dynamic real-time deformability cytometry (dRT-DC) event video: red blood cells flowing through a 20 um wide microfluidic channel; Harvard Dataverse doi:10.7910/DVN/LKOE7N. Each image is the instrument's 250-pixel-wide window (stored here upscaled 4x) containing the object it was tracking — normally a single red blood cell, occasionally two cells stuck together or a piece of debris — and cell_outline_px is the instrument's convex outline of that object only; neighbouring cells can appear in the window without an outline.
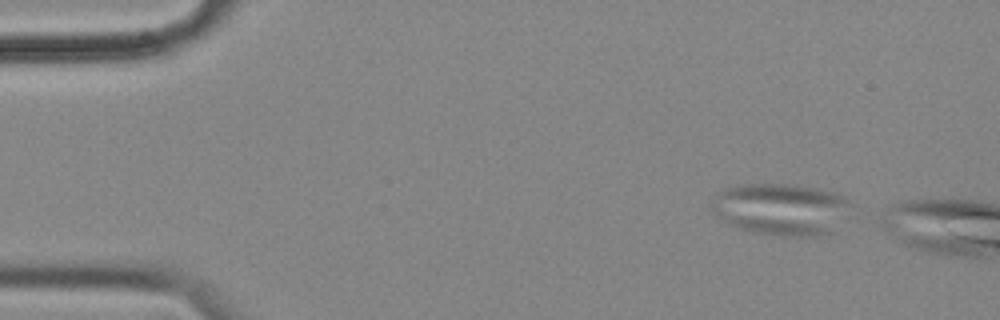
{"species": "common noctule bat (a hibernating species)", "species_latin": "Nyctalus noctula", "temperature_condition": "cold", "stored_images_in_passage": 12, "camera_frame_rate_fps": 3000, "um_per_image_px": 0.085, "animal": {"sex": "female", "body_mass_g": 18.4}, "frame": {"image": 1, "passage_image": 4, "time_ms": 1.0, "image_size_px": [1000, 320], "cell_outline_px": [[848, 200], [832, 232], [820, 236], [784, 236], [756, 232], [740, 228], [724, 220], [712, 208], [720, 192], [728, 188], [744, 184], [792, 184], [816, 188], [832, 192]], "centroid_in_image_um": [66.36, 17.77], "position_along_channel_um": 18.6, "area_um2": 40.29}}